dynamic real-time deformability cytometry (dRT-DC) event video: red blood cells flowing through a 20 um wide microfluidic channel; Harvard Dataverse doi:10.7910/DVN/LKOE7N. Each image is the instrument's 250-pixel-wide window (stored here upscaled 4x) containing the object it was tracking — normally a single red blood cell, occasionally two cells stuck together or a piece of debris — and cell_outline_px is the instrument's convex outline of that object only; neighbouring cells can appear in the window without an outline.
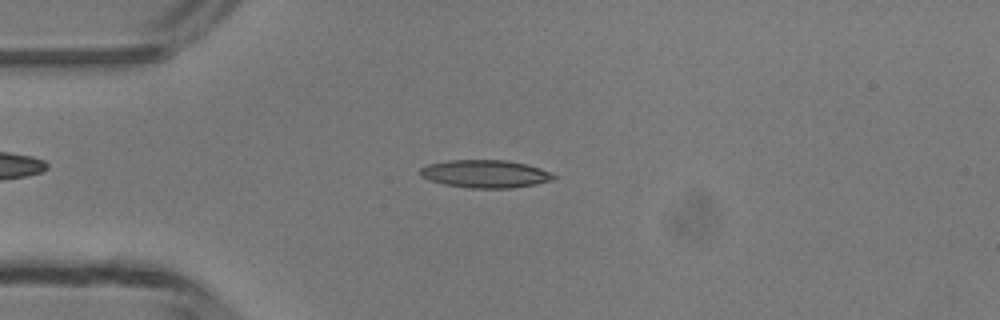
{"species": "common noctule bat (a hibernating species)", "species_latin": "Nyctalus noctula", "temperature_condition": "room temperature", "stored_images_in_passage": 47, "camera_frame_rate_fps": 3000, "um_per_image_px": 0.085, "animal": {"sex": "male", "body_mass_g": 13.3}, "frame": {"image": 1, "passage_image": 11, "time_ms": 3.333, "image_size_px": [1000, 320], "cell_outline_px": [[556, 176], [552, 180], [536, 184], [512, 188], [468, 188], [444, 184], [428, 180], [420, 176], [420, 168], [428, 164], [448, 160], [508, 160], [540, 168]], "centroid_in_image_um": [41.2, 14.78], "position_along_channel_um": 43.8, "area_um2": 21.62}}
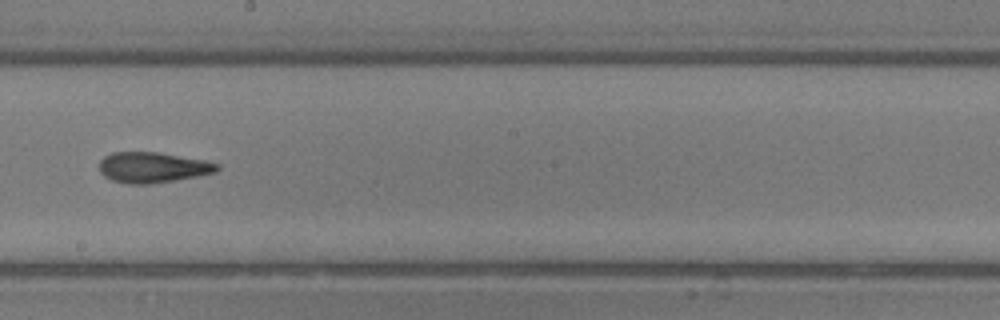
{"frame": {"image": 2, "passage_image": 26, "time_ms": 8.333, "image_size_px": [1000, 320], "cell_outline_px": [[220, 168], [216, 172], [196, 176], [152, 184], [128, 184], [112, 180], [104, 176], [100, 172], [100, 160], [104, 156], [112, 152], [156, 152], [204, 160], [220, 164]], "centroid_in_image_um": [12.96, 14.23], "position_along_channel_um": 235.2, "area_um2": 20.92}}
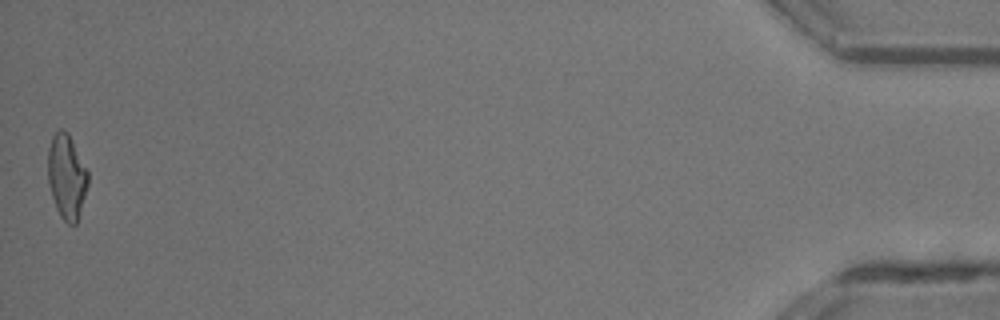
{"frame": {"image": 3, "passage_image": 47, "time_ms": 15.333, "image_size_px": [1000, 320], "cell_outline_px": [[88, 184], [76, 224], [68, 224], [60, 216], [56, 208], [52, 196], [48, 180], [48, 148], [52, 136], [60, 128], [64, 128], [68, 132], [88, 172]], "centroid_in_image_um": [5.65, 14.98], "position_along_channel_um": 429.5, "area_um2": 19.59}, "authors_computed_cell_mechanics": {"area_um2": 20.5768, "velocity_mm_per_s": 4.2185, "shape_relaxation_time_tau1_ms": 7.7053, "shape_relaxation_time_tau2_ms": 1.6393, "deformation_change_tau1": 0.2561, "deformation_change_tau2": 0.1098}}